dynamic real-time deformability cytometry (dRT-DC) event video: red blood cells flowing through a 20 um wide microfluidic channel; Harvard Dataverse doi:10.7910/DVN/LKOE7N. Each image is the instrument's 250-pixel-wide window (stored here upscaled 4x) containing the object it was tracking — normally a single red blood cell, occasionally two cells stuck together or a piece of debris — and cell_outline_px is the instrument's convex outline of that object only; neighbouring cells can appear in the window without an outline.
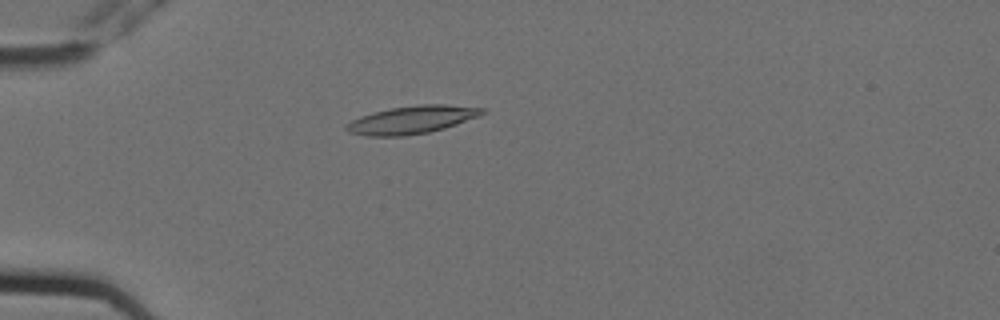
{"species": "Egyptian fruit bat (a non-hibernating species)", "species_latin": "Rousettus aegyptiacus", "temperature_condition": "cold", "stored_images_in_passage": 7, "camera_frame_rate_fps": 3000, "um_per_image_px": 0.085, "animal": {"sex": "female"}, "frame": {"image": 1, "passage_image": 5, "time_ms": 1.333, "image_size_px": [1000, 320], "cell_outline_px": [[484, 112], [480, 116], [444, 128], [428, 132], [404, 136], [368, 136], [348, 132], [344, 128], [344, 124], [360, 116], [372, 112], [392, 108], [420, 104], [444, 104], [484, 108]], "centroid_in_image_um": [34.97, 10.18], "position_along_channel_um": 50.0, "area_um2": 22.02}}
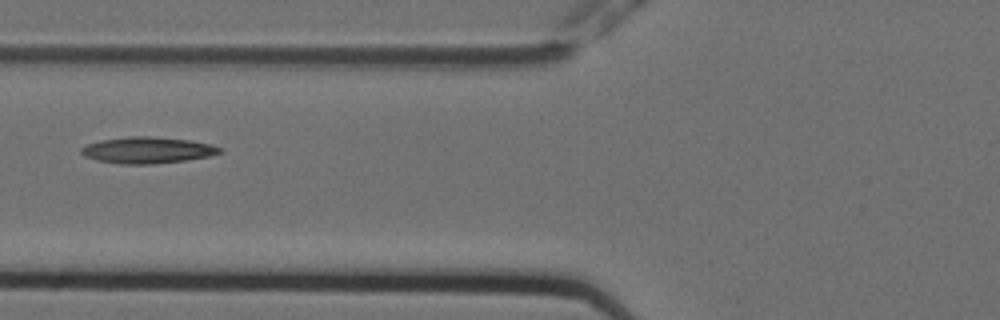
{"frame": {"image": 2, "passage_image": 7, "time_ms": 2.0, "image_size_px": [1000, 320], "cell_outline_px": [[220, 152], [208, 156], [184, 160], [152, 164], [120, 164], [96, 160], [84, 156], [80, 152], [80, 148], [88, 144], [100, 140], [128, 136], [148, 136], [188, 140], [212, 144], [220, 148]], "centroid_in_image_um": [12.47, 12.76], "position_along_channel_um": 113.3, "area_um2": 21.1}}